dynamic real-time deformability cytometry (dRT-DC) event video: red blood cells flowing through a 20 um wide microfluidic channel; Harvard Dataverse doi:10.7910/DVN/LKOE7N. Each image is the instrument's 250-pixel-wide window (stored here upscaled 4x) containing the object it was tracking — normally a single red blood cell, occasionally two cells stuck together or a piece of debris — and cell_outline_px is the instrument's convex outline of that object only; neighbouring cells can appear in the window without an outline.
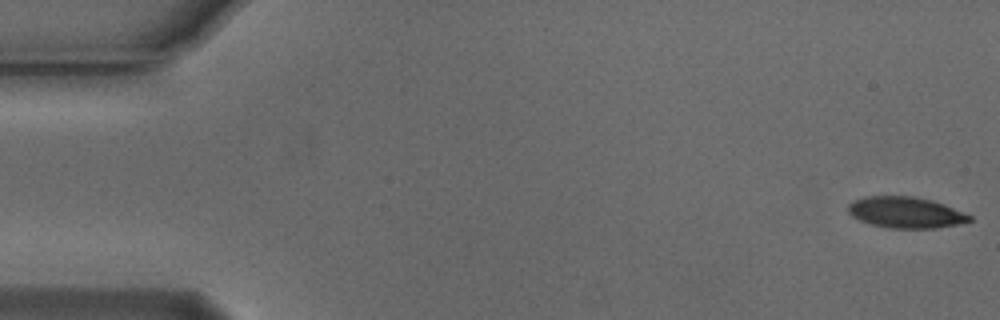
{"species": "Egyptian fruit bat (a non-hibernating species)", "species_latin": "Rousettus aegyptiacus", "temperature_condition": "cold", "stored_images_in_passage": 54, "camera_frame_rate_fps": 3000, "um_per_image_px": 0.085, "animal": {"sex": "male"}, "frame": {"image": 1, "passage_image": 1, "time_ms": 0.0, "image_size_px": [1000, 320], "cell_outline_px": [[972, 220], [956, 224], [936, 228], [888, 228], [872, 224], [860, 220], [852, 216], [848, 212], [848, 204], [864, 196], [912, 196], [932, 200], [944, 204], [972, 216]], "centroid_in_image_um": [76.97, 18.05], "position_along_channel_um": 8.0, "area_um2": 21.85}}
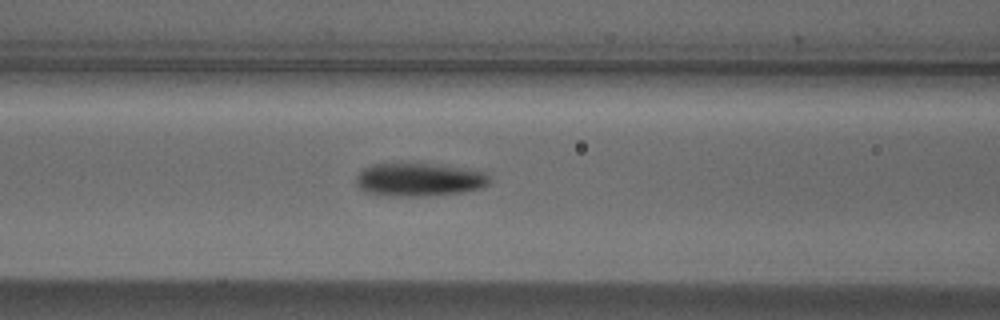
{"frame": {"image": 2, "passage_image": 22, "time_ms": 7.0, "image_size_px": [1000, 320], "cell_outline_px": [[492, 180], [488, 184], [480, 188], [460, 192], [428, 196], [396, 196], [364, 192], [356, 184], [356, 176], [364, 168], [372, 164], [444, 164], [484, 172]], "centroid_in_image_um": [35.63, 15.26], "position_along_channel_um": 131.0, "area_um2": 25.78}}
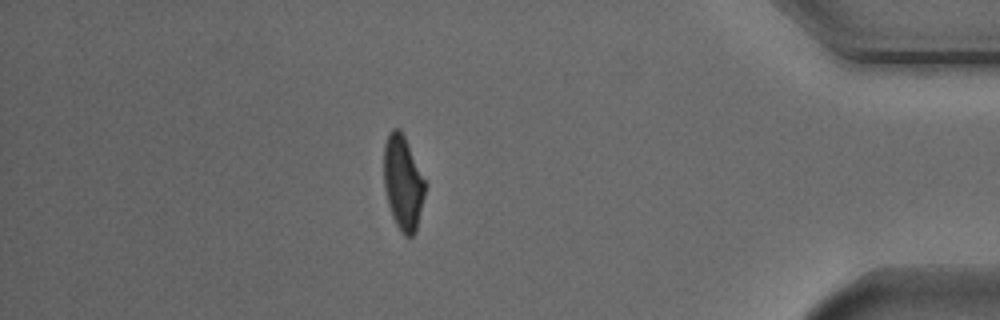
{"frame": {"image": 3, "passage_image": 47, "time_ms": 15.333, "image_size_px": [1000, 320], "cell_outline_px": [[428, 184], [416, 232], [412, 236], [404, 236], [400, 232], [392, 216], [388, 204], [384, 188], [384, 144], [388, 132], [392, 128], [400, 128]], "centroid_in_image_um": [34.27, 15.54], "position_along_channel_um": 400.9, "area_um2": 23.18}, "authors_computed_cell_mechanics": {"area_um2": 23.8136, "velocity_mm_per_s": 3.7639, "shape_relaxation_time_tau1_ms": 2.9469, "shape_relaxation_time_tau2_ms": 6.2869, "deformation_change_tau1": 0.1414, "deformation_change_tau2": 0.1126}}